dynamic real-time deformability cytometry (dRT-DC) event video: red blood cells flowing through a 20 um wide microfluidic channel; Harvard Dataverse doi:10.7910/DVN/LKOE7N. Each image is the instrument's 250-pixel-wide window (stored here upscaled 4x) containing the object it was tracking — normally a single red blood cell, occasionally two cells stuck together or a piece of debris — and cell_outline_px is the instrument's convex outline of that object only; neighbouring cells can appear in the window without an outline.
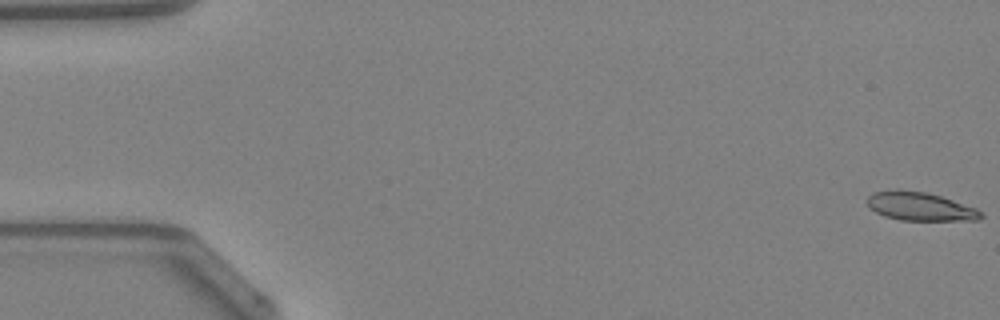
{"species": "Egyptian fruit bat (a non-hibernating species)", "species_latin": "Rousettus aegyptiacus", "temperature_condition": "warm", "stored_images_in_passage": 8, "camera_frame_rate_fps": 3000, "um_per_image_px": 0.085, "animal": {"sex": "female"}, "frame": {"image": 1, "passage_image": 1, "time_ms": 0.0, "image_size_px": [1000, 320], "cell_outline_px": [[984, 216], [980, 220], [900, 220], [884, 216], [868, 208], [868, 196], [872, 192], [924, 192], [940, 196], [976, 208]], "centroid_in_image_um": [78.24, 17.59], "position_along_channel_um": 6.8, "area_um2": 18.21}}